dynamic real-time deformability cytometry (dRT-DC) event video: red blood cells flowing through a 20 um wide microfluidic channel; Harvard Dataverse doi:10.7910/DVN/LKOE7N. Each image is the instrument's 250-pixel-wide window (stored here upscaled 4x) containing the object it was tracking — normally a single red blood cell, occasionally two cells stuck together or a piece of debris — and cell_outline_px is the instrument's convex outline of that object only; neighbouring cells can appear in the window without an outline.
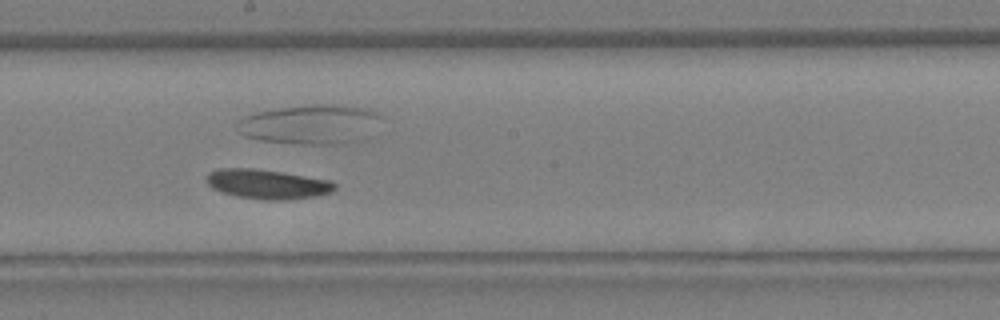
{"species": "Egyptian fruit bat (a non-hibernating species)", "species_latin": "Rousettus aegyptiacus", "temperature_condition": "warm", "stored_images_in_passage": 24, "camera_frame_rate_fps": 3000, "um_per_image_px": 0.085, "animal": {"sex": "female"}, "frame": {"image": 1, "passage_image": 11, "time_ms": 3.333, "image_size_px": [1000, 320], "cell_outline_px": [[336, 188], [332, 192], [316, 196], [288, 200], [264, 200], [236, 196], [212, 188], [208, 184], [208, 176], [212, 172], [220, 168], [252, 168], [280, 172], [328, 180], [336, 184]], "centroid_in_image_um": [22.75, 15.66], "position_along_channel_um": 225.4, "area_um2": 21.73}}
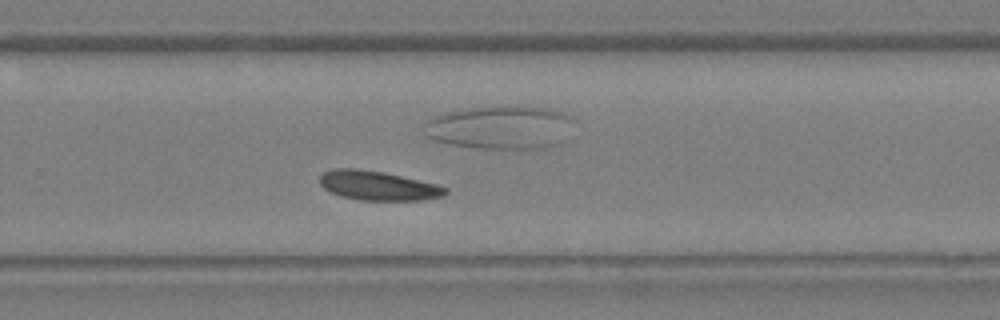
{"frame": {"image": 2, "passage_image": 14, "time_ms": 4.333, "image_size_px": [1000, 320], "cell_outline_px": [[448, 192], [444, 196], [420, 200], [360, 200], [344, 196], [332, 192], [324, 188], [320, 184], [320, 176], [324, 172], [332, 168], [356, 168], [380, 172], [400, 176], [436, 184], [448, 188]], "centroid_in_image_um": [32.13, 15.78], "position_along_channel_um": 297.7, "area_um2": 21.15}}